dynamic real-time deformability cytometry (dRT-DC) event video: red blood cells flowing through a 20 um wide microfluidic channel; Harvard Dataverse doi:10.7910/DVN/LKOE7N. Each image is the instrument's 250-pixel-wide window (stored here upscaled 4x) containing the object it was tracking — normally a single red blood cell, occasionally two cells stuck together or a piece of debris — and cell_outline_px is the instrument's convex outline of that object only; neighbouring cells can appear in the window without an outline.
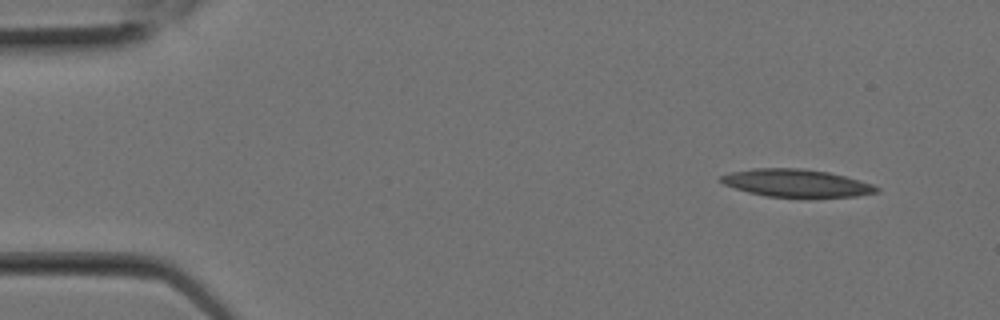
{"species": "Egyptian fruit bat (a non-hibernating species)", "species_latin": "Rousettus aegyptiacus", "temperature_condition": "room temperature", "stored_images_in_passage": 3, "camera_frame_rate_fps": 3000, "um_per_image_px": 0.085, "animal": {"sex": "female"}, "frame": {"image": 1, "passage_image": 1, "time_ms": 0.0, "image_size_px": [1000, 320], "cell_outline_px": [[880, 192], [856, 196], [812, 200], [800, 200], [764, 196], [748, 192], [724, 184], [720, 180], [720, 176], [732, 172], [752, 168], [800, 168], [828, 172], [844, 176], [872, 184], [880, 188]], "centroid_in_image_um": [67.74, 15.62], "position_along_channel_um": 17.3, "area_um2": 26.13}}
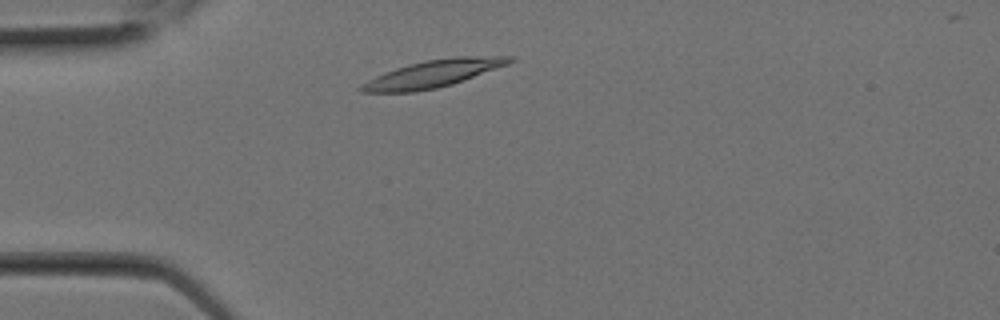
{"frame": {"image": 2, "passage_image": 3, "time_ms": 0.667, "image_size_px": [1000, 320], "cell_outline_px": [[516, 60], [508, 64], [452, 84], [436, 88], [412, 92], [360, 92], [356, 88], [360, 84], [384, 72], [408, 64], [424, 60], [456, 56], [516, 56]], "centroid_in_image_um": [36.8, 6.25], "position_along_channel_um": 48.2, "area_um2": 23.58}}